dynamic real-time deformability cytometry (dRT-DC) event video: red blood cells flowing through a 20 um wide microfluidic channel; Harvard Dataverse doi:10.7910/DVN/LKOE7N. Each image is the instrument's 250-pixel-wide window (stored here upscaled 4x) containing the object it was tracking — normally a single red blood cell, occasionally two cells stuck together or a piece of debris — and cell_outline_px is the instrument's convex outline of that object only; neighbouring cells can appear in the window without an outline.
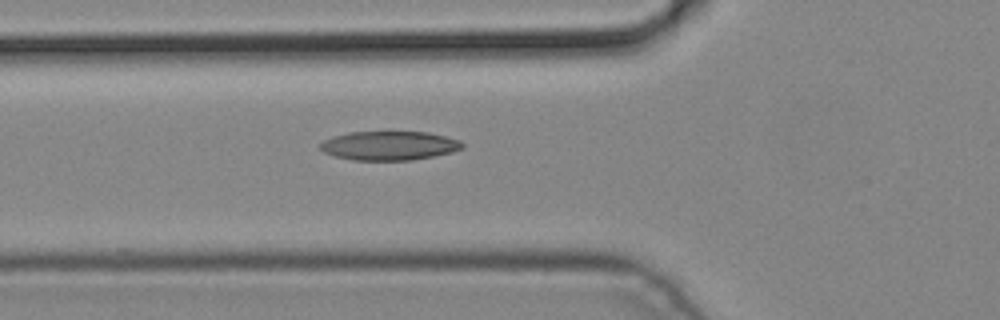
{"species": "common noctule bat (a hibernating species)", "species_latin": "Nyctalus noctula", "temperature_condition": "cold", "stored_images_in_passage": 5, "camera_frame_rate_fps": 3000, "um_per_image_px": 0.085, "animal": {"sex": "male", "body_mass_g": 19.2, "forearm_length_mm": 51.8}, "frame": {"image": 1, "passage_image": 5, "time_ms": 1.333, "image_size_px": [1000, 320], "cell_outline_px": [[464, 148], [452, 152], [412, 160], [352, 160], [336, 156], [324, 152], [320, 148], [320, 144], [324, 140], [332, 136], [348, 132], [428, 132], [460, 140], [464, 144]], "centroid_in_image_um": [33.09, 12.38], "position_along_channel_um": 92.7, "area_um2": 23.99}}